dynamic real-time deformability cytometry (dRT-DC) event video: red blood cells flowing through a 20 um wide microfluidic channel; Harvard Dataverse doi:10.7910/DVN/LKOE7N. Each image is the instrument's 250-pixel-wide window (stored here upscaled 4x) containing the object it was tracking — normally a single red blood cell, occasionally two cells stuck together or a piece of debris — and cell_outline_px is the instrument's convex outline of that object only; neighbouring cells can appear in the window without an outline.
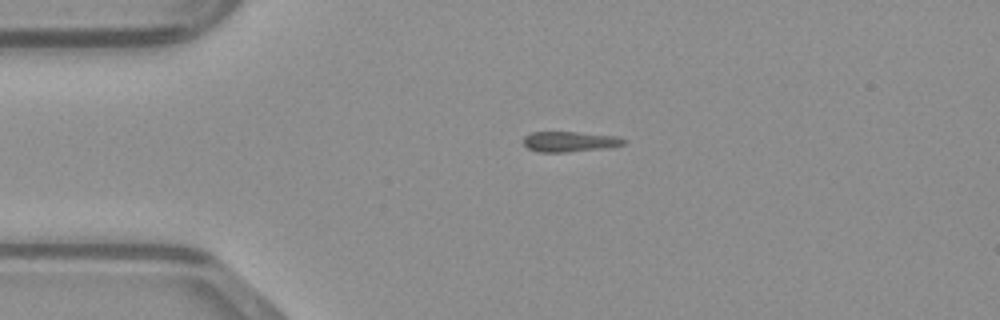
{"species": "common noctule bat (a hibernating species)", "species_latin": "Nyctalus noctula", "temperature_condition": "warm", "stored_images_in_passage": 39, "camera_frame_rate_fps": 3000, "um_per_image_px": 0.085, "animal": {"sex": "male", "body_mass_g": 23.1, "forearm_length_mm": 52.7}, "frame": {"image": 1, "passage_image": 1, "time_ms": 0.0, "image_size_px": [1000, 320], "cell_outline_px": [[624, 144], [608, 148], [564, 152], [540, 152], [528, 148], [524, 144], [524, 136], [532, 132], [576, 132], [616, 136], [624, 140]], "centroid_in_image_um": [48.4, 12.04], "position_along_channel_um": 36.6, "area_um2": 11.73}}
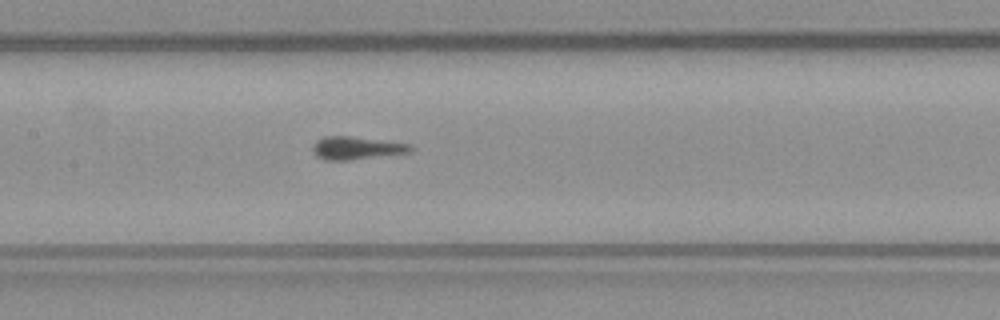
{"frame": {"image": 2, "passage_image": 13, "time_ms": 4.0, "image_size_px": [1000, 320], "cell_outline_px": [[416, 148], [412, 152], [348, 160], [324, 160], [316, 156], [312, 152], [312, 144], [316, 140], [324, 136], [352, 136], [412, 144]], "centroid_in_image_um": [30.31, 12.57], "position_along_channel_um": 177.1, "area_um2": 13.29}}
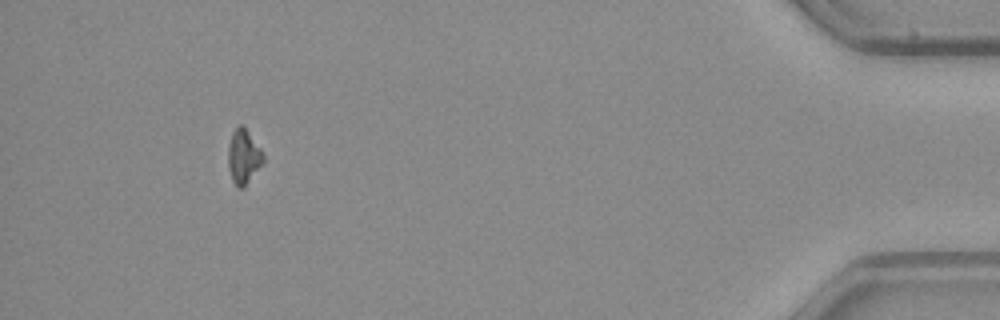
{"frame": {"image": 3, "passage_image": 35, "time_ms": 11.333, "image_size_px": [1000, 320], "cell_outline_px": [[264, 164], [244, 188], [236, 188], [232, 180], [228, 168], [228, 144], [232, 132], [240, 124], [244, 124], [260, 148], [264, 156]], "centroid_in_image_um": [20.71, 13.33], "position_along_channel_um": 414.5, "area_um2": 11.56}}